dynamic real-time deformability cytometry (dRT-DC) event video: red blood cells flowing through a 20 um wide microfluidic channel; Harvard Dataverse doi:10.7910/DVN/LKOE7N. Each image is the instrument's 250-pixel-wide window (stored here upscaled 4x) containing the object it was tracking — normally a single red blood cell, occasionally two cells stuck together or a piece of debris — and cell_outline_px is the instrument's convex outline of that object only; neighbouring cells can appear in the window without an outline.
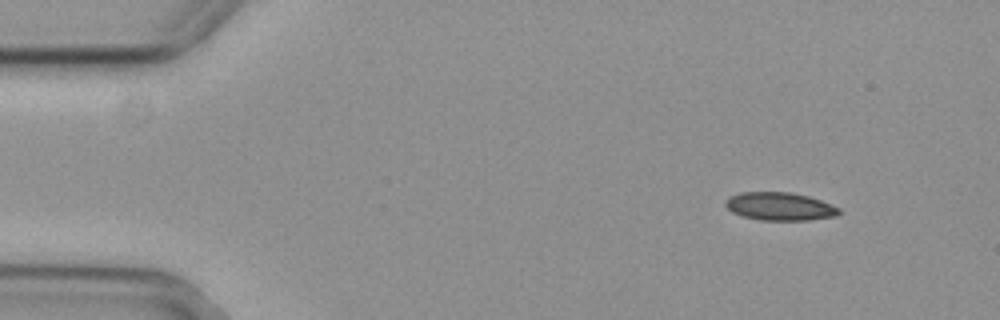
{"species": "common noctule bat (a hibernating species)", "species_latin": "Nyctalus noctula", "temperature_condition": "cold", "stored_images_in_passage": 49, "camera_frame_rate_fps": 3000, "um_per_image_px": 0.085, "animal": {"sex": "female", "body_mass_g": 29.2, "forearm_length_mm": 56.3}, "frame": {"image": 1, "passage_image": 1, "time_ms": 0.0, "image_size_px": [1000, 320], "cell_outline_px": [[840, 212], [836, 216], [808, 220], [760, 220], [744, 216], [732, 212], [724, 204], [724, 200], [728, 196], [740, 192], [792, 192], [808, 196], [820, 200], [840, 208]], "centroid_in_image_um": [66.25, 17.53], "position_along_channel_um": 18.7, "area_um2": 18.61}}
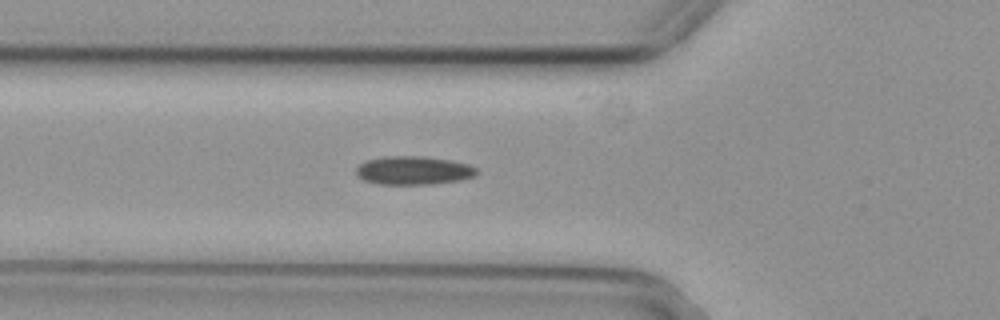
{"frame": {"image": 2, "passage_image": 14, "time_ms": 4.333, "image_size_px": [1000, 320], "cell_outline_px": [[480, 172], [476, 176], [460, 180], [432, 184], [380, 184], [364, 180], [356, 172], [356, 168], [360, 164], [368, 160], [388, 156], [424, 156], [448, 160], [468, 164], [476, 168]], "centroid_in_image_um": [35.2, 14.49], "position_along_channel_um": 90.6, "area_um2": 19.88}}
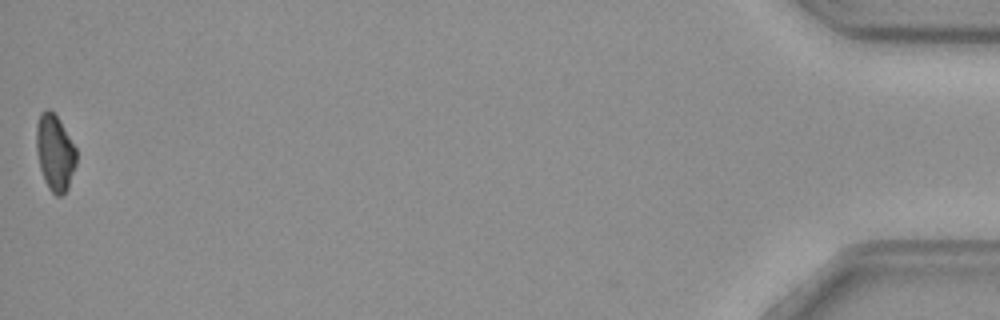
{"frame": {"image": 3, "passage_image": 49, "time_ms": 16.0, "image_size_px": [1000, 320], "cell_outline_px": [[76, 164], [68, 188], [60, 196], [56, 196], [48, 188], [44, 180], [40, 168], [36, 152], [36, 124], [40, 112], [44, 108], [48, 108], [60, 120], [76, 148]], "centroid_in_image_um": [4.65, 12.95], "position_along_channel_um": 430.5, "area_um2": 17.92}, "authors_computed_cell_mechanics": {"area_um2": 19.074, "velocity_mm_per_s": 3.8058, "shape_relaxation_time_tau1_ms": 7.2701, "shape_relaxation_time_tau2_ms": null, "deformation_change_tau1": 0.1504, "deformation_change_tau2": null}}